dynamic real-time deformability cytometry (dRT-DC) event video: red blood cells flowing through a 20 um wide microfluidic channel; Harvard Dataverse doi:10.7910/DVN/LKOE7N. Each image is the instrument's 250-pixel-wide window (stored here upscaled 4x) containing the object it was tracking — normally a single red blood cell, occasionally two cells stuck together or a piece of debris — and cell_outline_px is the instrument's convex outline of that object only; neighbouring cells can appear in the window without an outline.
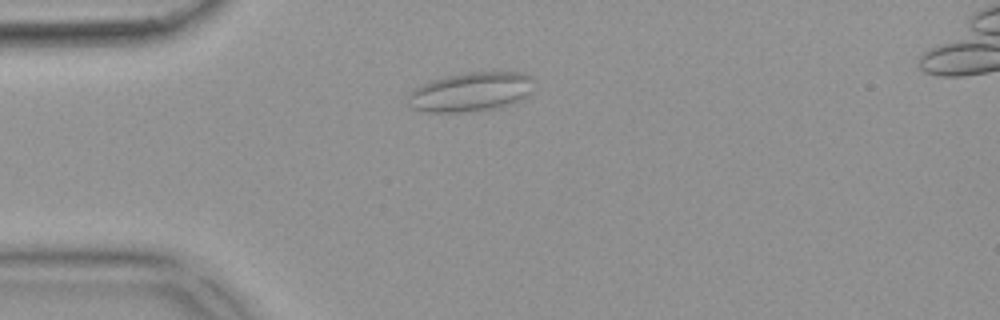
{"species": "common noctule bat (a hibernating species)", "species_latin": "Nyctalus noctula", "temperature_condition": "warm", "stored_images_in_passage": 51, "camera_frame_rate_fps": 3000, "um_per_image_px": 0.085, "animal": {"sex": "female", "body_mass_g": 18.4}, "frame": {"image": 1, "passage_image": 11, "time_ms": 3.333, "image_size_px": [1000, 320], "cell_outline_px": [[536, 76], [532, 92], [528, 96], [520, 100], [488, 108], [456, 112], [432, 112], [412, 108], [408, 104], [408, 92], [412, 88], [432, 80], [444, 76], [464, 72], [524, 72]], "centroid_in_image_um": [40.04, 7.76], "position_along_channel_um": 45.0, "area_um2": 28.84}}
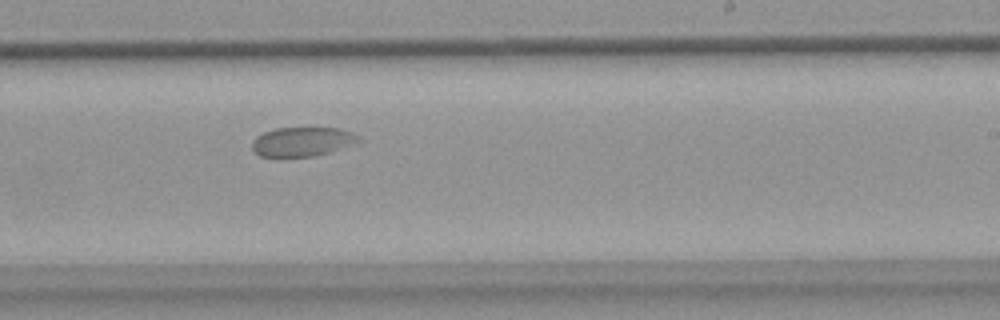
{"frame": {"image": 2, "passage_image": 30, "time_ms": 9.667, "image_size_px": [1000, 320], "cell_outline_px": [[360, 136], [356, 140], [328, 152], [312, 156], [260, 156], [252, 148], [252, 140], [256, 136], [264, 132], [276, 128], [340, 128], [352, 132]], "centroid_in_image_um": [25.6, 12.02], "position_along_channel_um": 263.4, "area_um2": 17.51}}
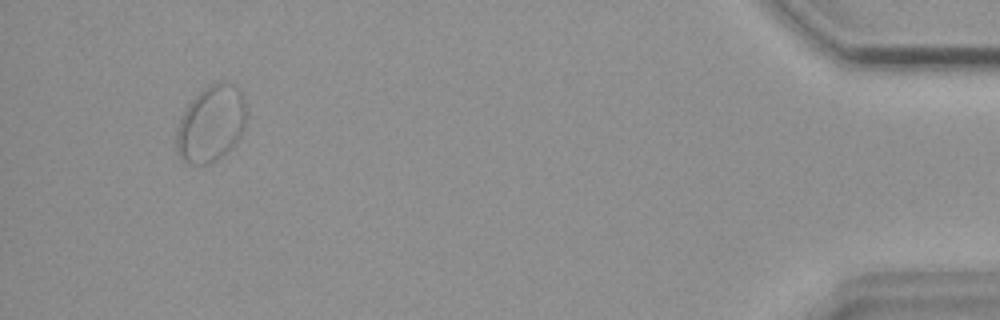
{"frame": {"image": 3, "passage_image": 48, "time_ms": 15.667, "image_size_px": [1000, 320], "cell_outline_px": [[248, 116], [244, 128], [240, 136], [216, 160], [204, 164], [192, 164], [184, 160], [180, 156], [176, 144], [176, 132], [180, 120], [188, 104], [208, 84], [220, 80], [228, 80], [240, 88], [248, 108]], "centroid_in_image_um": [17.99, 10.43], "position_along_channel_um": 417.2, "area_um2": 31.15}}